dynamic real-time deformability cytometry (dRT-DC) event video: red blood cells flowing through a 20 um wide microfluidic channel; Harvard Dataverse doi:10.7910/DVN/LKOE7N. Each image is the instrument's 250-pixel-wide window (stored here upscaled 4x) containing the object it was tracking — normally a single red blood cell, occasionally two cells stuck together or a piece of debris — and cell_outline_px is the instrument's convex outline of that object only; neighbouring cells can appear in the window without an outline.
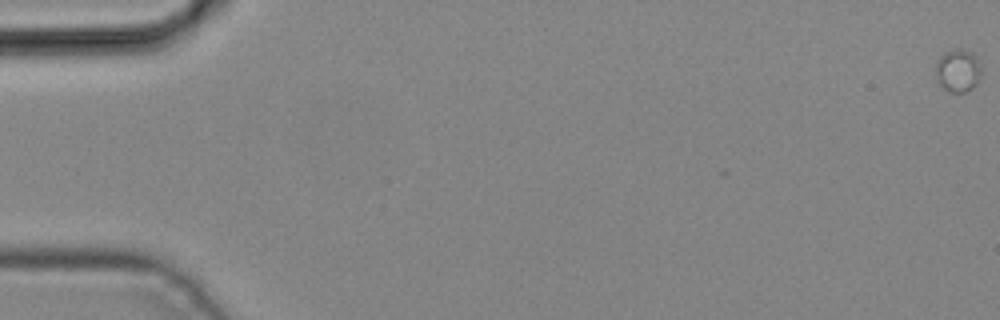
{"species": "common noctule bat (a hibernating species)", "species_latin": "Nyctalus noctula", "temperature_condition": "cold", "stored_images_in_passage": 4, "camera_frame_rate_fps": 3000, "um_per_image_px": 0.085, "animal": {"sex": "male", "body_mass_g": 19.2, "forearm_length_mm": 51.8}, "frame": {"image": 1, "passage_image": 1, "time_ms": 0.0, "image_size_px": [1000, 320], "cell_outline_px": [[980, 72], [976, 84], [972, 88], [964, 92], [948, 92], [940, 84], [936, 72], [936, 64], [940, 56], [944, 52], [956, 48], [964, 48], [972, 52], [976, 56], [980, 68]], "centroid_in_image_um": [81.42, 5.96], "position_along_channel_um": 3.6, "area_um2": 11.27}}